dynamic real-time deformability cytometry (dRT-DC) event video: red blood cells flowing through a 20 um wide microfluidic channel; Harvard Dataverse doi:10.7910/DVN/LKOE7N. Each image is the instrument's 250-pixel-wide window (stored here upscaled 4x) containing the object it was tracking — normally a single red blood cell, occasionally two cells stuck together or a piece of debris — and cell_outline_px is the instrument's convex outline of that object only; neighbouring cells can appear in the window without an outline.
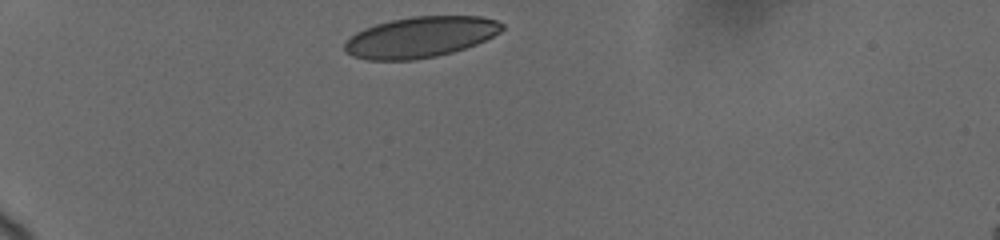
{"species": "human", "species_latin": "Homo sapiens", "temperature_condition": "cold", "stored_images_in_passage": 3, "camera_frame_rate_fps": 3000, "um_per_image_px": 0.085, "donor": {"sex": "female"}, "frame": {"image": 1, "passage_image": 1, "time_ms": 0.0, "image_size_px": [1000, 240], "cell_outline_px": [[504, 28], [500, 32], [476, 44], [452, 52], [436, 56], [416, 60], [368, 60], [352, 56], [344, 52], [344, 44], [356, 32], [364, 28], [376, 24], [392, 20], [412, 16], [480, 16], [496, 20], [504, 24]], "centroid_in_image_um": [35.72, 3.16], "position_along_channel_um": 49.3, "area_um2": 37.4}}
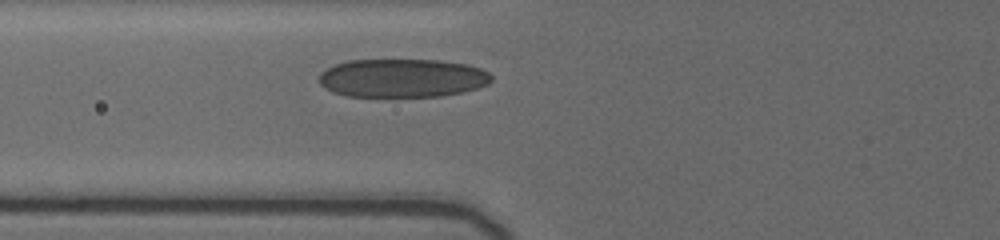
{"frame": {"image": 2, "passage_image": 3, "time_ms": 2.333, "image_size_px": [1000, 240], "cell_outline_px": [[492, 80], [488, 84], [476, 88], [460, 92], [440, 96], [348, 96], [332, 92], [320, 84], [316, 80], [320, 72], [336, 64], [348, 60], [440, 60], [468, 64], [480, 68], [488, 72], [492, 76]], "centroid_in_image_um": [34.18, 6.63], "position_along_channel_um": 91.6, "area_um2": 38.73}}